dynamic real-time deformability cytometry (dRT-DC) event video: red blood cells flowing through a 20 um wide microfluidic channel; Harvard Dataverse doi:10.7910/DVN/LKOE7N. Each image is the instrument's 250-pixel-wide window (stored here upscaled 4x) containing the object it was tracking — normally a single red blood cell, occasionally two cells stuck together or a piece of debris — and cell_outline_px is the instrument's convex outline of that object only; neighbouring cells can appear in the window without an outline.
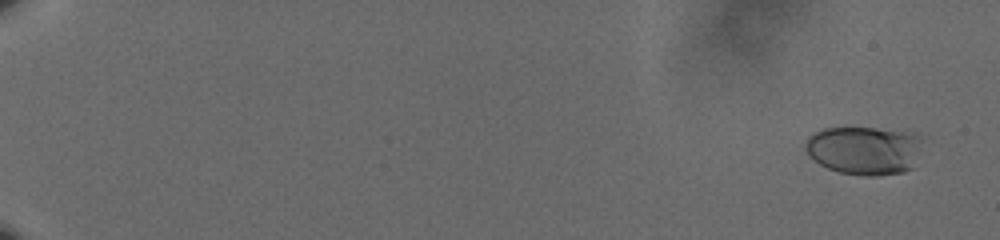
{"species": "human", "species_latin": "Homo sapiens", "temperature_condition": "cold", "stored_images_in_passage": 62, "camera_frame_rate_fps": 3000, "um_per_image_px": 0.085, "donor": {"sex": "male"}, "frame": {"image": 1, "passage_image": 4, "time_ms": 1.0, "image_size_px": [1000, 240], "cell_outline_px": [[920, 140], [912, 168], [904, 172], [876, 176], [864, 176], [840, 172], [828, 168], [820, 164], [804, 148], [804, 144], [808, 136], [812, 132], [824, 128], [876, 128], [916, 132]], "centroid_in_image_um": [73.43, 12.76], "position_along_channel_um": 11.6, "area_um2": 32.95}}
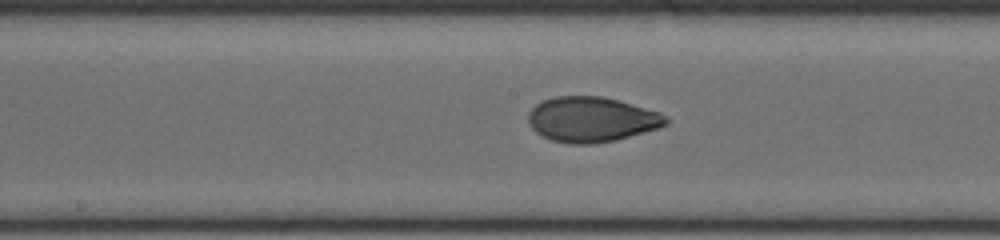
{"frame": {"image": 2, "passage_image": 37, "time_ms": 12.0, "image_size_px": [1000, 240], "cell_outline_px": [[672, 120], [668, 124], [660, 128], [616, 140], [592, 144], [568, 144], [552, 140], [540, 136], [528, 124], [528, 112], [536, 104], [544, 100], [556, 96], [600, 96], [616, 100], [660, 112], [668, 116]], "centroid_in_image_um": [50.3, 10.16], "position_along_channel_um": 197.9, "area_um2": 36.47}}
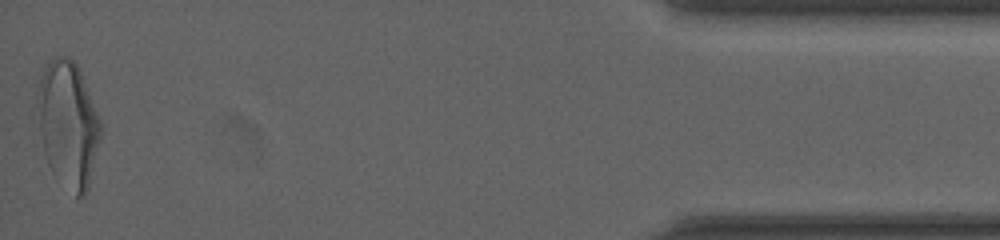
{"frame": {"image": 3, "passage_image": 62, "time_ms": 20.333, "image_size_px": [1000, 240], "cell_outline_px": [[100, 136], [88, 188], [84, 196], [76, 196], [52, 172], [48, 164], [44, 152], [40, 128], [36, 100], [36, 92], [40, 76], [44, 68], [52, 56], [68, 56], [76, 64], [80, 72], [100, 120]], "centroid_in_image_um": [5.75, 10.51], "position_along_channel_um": 429.4, "area_um2": 45.72}, "authors_computed_cell_mechanics": {"area_um2": 35.4314, "velocity_mm_per_s": 3.6318, "shape_relaxation_time_tau1_ms": 7.0211, "shape_relaxation_time_tau2_ms": 1.0083, "deformation_change_tau1": 0.2164, "deformation_change_tau2": 0.0537}}